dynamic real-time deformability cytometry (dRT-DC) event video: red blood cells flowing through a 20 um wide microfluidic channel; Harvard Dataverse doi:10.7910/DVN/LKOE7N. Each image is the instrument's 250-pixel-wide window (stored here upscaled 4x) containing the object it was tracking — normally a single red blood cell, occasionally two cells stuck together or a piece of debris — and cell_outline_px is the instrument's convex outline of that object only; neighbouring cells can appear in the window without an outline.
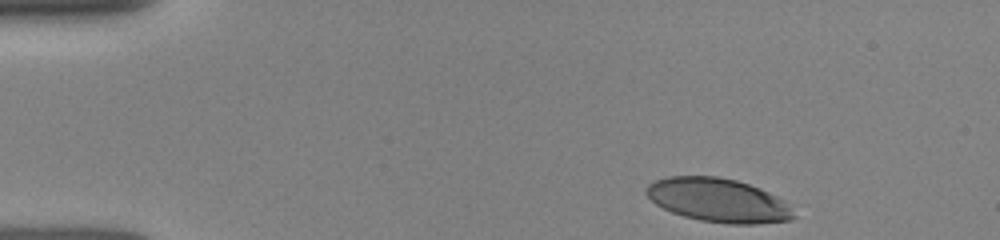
{"species": "human", "species_latin": "Homo sapiens", "temperature_condition": "room temperature", "stored_images_in_passage": 29, "camera_frame_rate_fps": 3000, "um_per_image_px": 0.085, "donor": {"sex": "female"}, "frame": {"image": 1, "passage_image": 1, "time_ms": 0.0, "image_size_px": [1000, 240], "cell_outline_px": [[796, 216], [792, 220], [756, 224], [728, 224], [700, 220], [684, 216], [672, 212], [656, 204], [644, 192], [648, 184], [656, 180], [668, 176], [716, 176], [736, 180], [760, 188], [784, 200]], "centroid_in_image_um": [61.05, 17.02], "position_along_channel_um": 23.9, "area_um2": 37.51}}
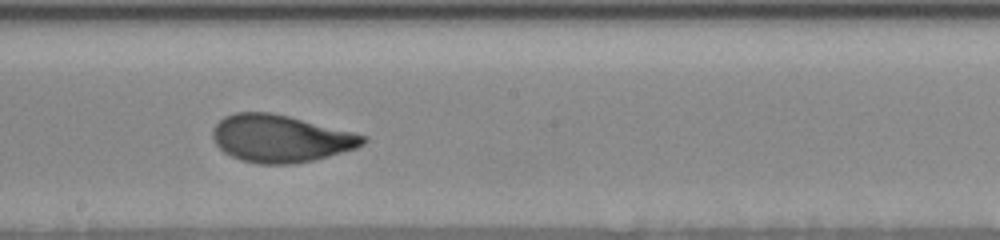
{"frame": {"image": 2, "passage_image": 17, "time_ms": 7.0, "image_size_px": [1000, 240], "cell_outline_px": [[368, 140], [364, 144], [356, 148], [328, 156], [312, 160], [292, 164], [260, 164], [240, 160], [224, 152], [216, 144], [212, 136], [212, 128], [224, 116], [236, 112], [268, 112], [288, 116], [368, 136]], "centroid_in_image_um": [23.83, 11.77], "position_along_channel_um": 224.4, "area_um2": 41.27}}
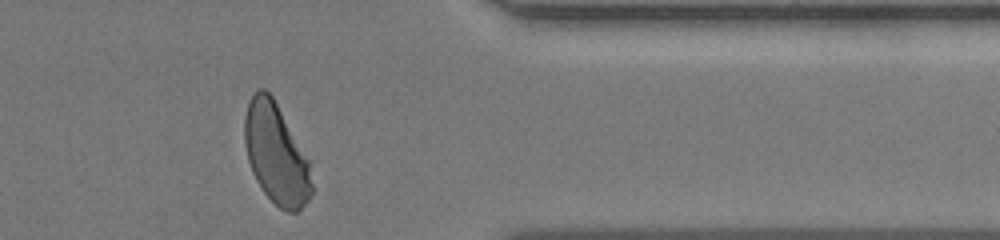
{"frame": {"image": 3, "passage_image": 29, "time_ms": 11.333, "image_size_px": [1000, 240], "cell_outline_px": [[312, 192], [308, 200], [296, 212], [288, 212], [280, 208], [264, 192], [256, 180], [252, 172], [248, 160], [244, 140], [244, 116], [248, 100], [260, 88], [264, 88], [272, 96], [308, 160], [312, 184]], "centroid_in_image_um": [23.43, 13.08], "position_along_channel_um": 388.0, "area_um2": 38.61}}